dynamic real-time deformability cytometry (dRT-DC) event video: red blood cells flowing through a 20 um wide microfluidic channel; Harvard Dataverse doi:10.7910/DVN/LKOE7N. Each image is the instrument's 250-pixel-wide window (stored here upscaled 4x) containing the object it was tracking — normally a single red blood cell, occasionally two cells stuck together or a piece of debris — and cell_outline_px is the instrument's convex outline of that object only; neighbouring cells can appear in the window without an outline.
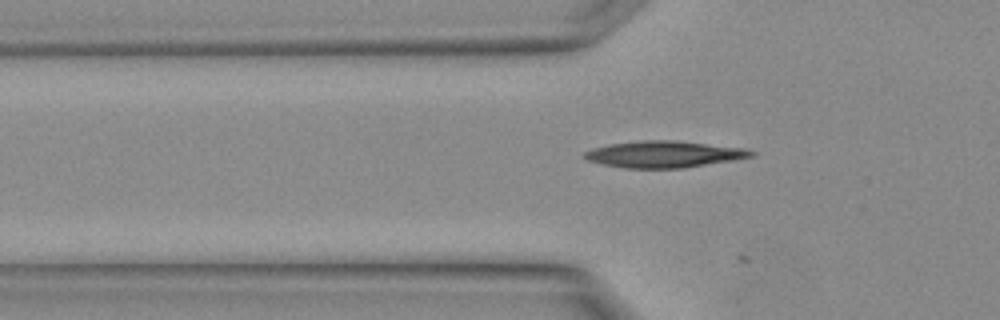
{"species": "Egyptian fruit bat (a non-hibernating species)", "species_latin": "Rousettus aegyptiacus", "temperature_condition": "warm", "stored_images_in_passage": 5, "camera_frame_rate_fps": 3000, "um_per_image_px": 0.085, "animal": {"sex": "female"}, "frame": {"image": 1, "passage_image": 5, "time_ms": 1.333, "image_size_px": [1000, 320], "cell_outline_px": [[756, 156], [684, 168], [624, 168], [600, 164], [588, 160], [580, 156], [584, 152], [592, 148], [608, 144], [640, 140], [676, 140], [748, 148], [756, 152]], "centroid_in_image_um": [56.44, 13.1], "position_along_channel_um": 69.4, "area_um2": 26.24}}